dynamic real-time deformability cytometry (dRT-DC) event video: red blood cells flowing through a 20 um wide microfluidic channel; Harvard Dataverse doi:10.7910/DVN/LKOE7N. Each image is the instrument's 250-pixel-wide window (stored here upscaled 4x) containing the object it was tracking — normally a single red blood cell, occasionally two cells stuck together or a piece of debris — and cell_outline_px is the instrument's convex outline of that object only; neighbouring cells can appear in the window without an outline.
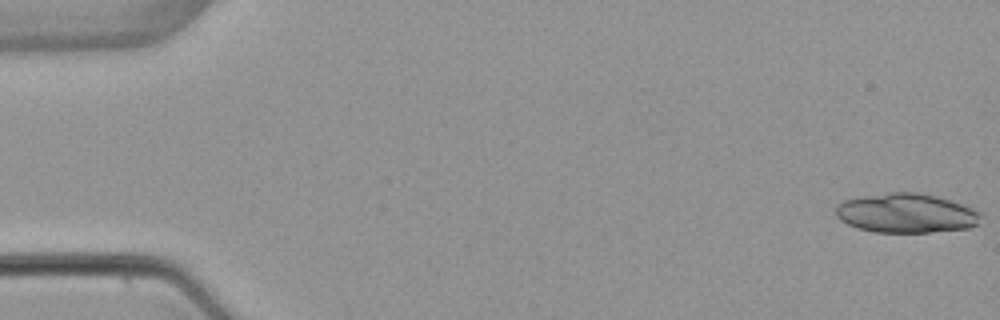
{"species": "common noctule bat (a hibernating species)", "species_latin": "Nyctalus noctula", "temperature_condition": "warm", "stored_images_in_passage": 6, "segment_of_instrument_passage": [1, 2], "camera_frame_rate_fps": 3000, "um_per_image_px": 0.085, "animal": {"sex": "female", "body_mass_g": 22.7, "forearm_length_mm": 54.2}, "frame": {"image": 1, "passage_image": 1, "time_ms": 0.0, "image_size_px": [1000, 320], "cell_outline_px": [[984, 216], [980, 224], [968, 228], [928, 232], [876, 232], [856, 228], [840, 220], [836, 216], [836, 204], [844, 200], [864, 196], [888, 192], [920, 192], [936, 196], [972, 208], [980, 212]], "centroid_in_image_um": [77.04, 18.12], "position_along_channel_um": 8.0, "area_um2": 33.41}}